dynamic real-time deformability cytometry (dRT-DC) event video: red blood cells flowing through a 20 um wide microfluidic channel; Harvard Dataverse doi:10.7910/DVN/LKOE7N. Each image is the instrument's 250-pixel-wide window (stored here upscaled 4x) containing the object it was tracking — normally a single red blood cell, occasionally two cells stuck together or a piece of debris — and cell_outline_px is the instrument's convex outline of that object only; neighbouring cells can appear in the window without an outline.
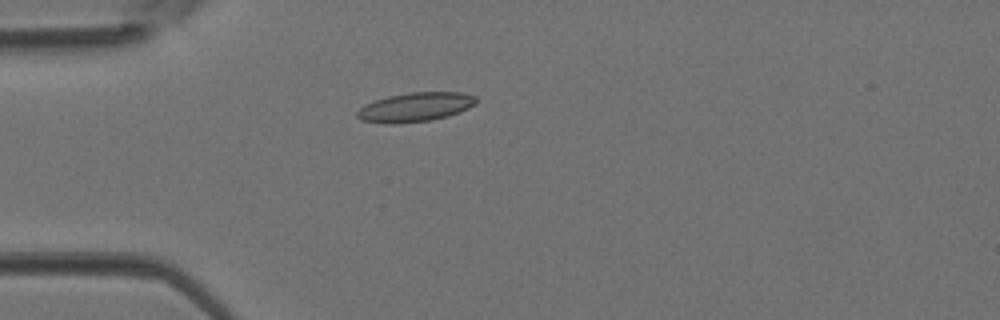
{"species": "Egyptian fruit bat (a non-hibernating species)", "species_latin": "Rousettus aegyptiacus", "temperature_condition": "room temperature", "stored_images_in_passage": 3, "camera_frame_rate_fps": 3000, "um_per_image_px": 0.085, "animal": {"sex": "female"}, "frame": {"image": 1, "passage_image": 3, "time_ms": 0.667, "image_size_px": [1000, 320], "cell_outline_px": [[476, 104], [468, 108], [448, 116], [432, 120], [392, 124], [360, 120], [356, 116], [356, 112], [364, 104], [388, 96], [408, 92], [460, 92], [476, 96]], "centroid_in_image_um": [35.29, 9.1], "position_along_channel_um": 49.7, "area_um2": 20.23}}